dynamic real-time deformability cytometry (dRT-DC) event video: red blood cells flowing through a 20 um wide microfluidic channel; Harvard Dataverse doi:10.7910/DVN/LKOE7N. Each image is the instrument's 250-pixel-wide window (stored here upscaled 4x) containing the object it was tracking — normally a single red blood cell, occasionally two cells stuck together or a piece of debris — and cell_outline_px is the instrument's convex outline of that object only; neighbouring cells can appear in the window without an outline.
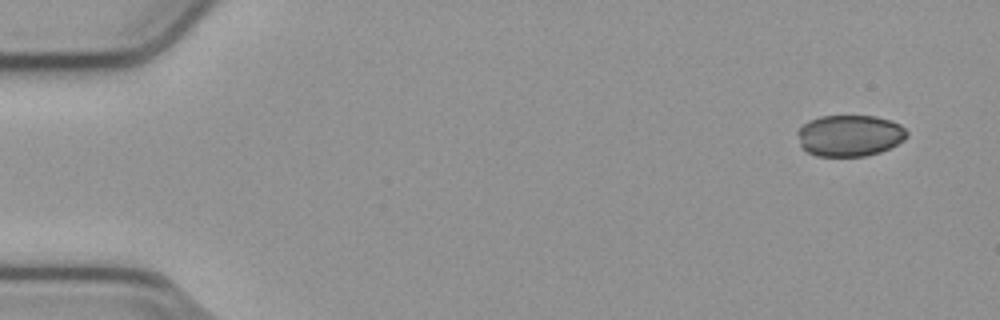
{"species": "common noctule bat (a hibernating species)", "species_latin": "Nyctalus noctula", "temperature_condition": "cold", "stored_images_in_passage": 52, "camera_frame_rate_fps": 3000, "um_per_image_px": 0.085, "animal": {"sex": "male", "body_mass_g": 23.1, "forearm_length_mm": 52.7}, "frame": {"image": 1, "passage_image": 1, "time_ms": 0.0, "image_size_px": [1000, 320], "cell_outline_px": [[908, 136], [904, 140], [880, 152], [864, 156], [816, 156], [808, 152], [800, 144], [796, 132], [808, 120], [820, 116], [876, 116], [900, 124], [908, 132]], "centroid_in_image_um": [72.21, 11.52], "position_along_channel_um": 12.8, "area_um2": 26.36}}
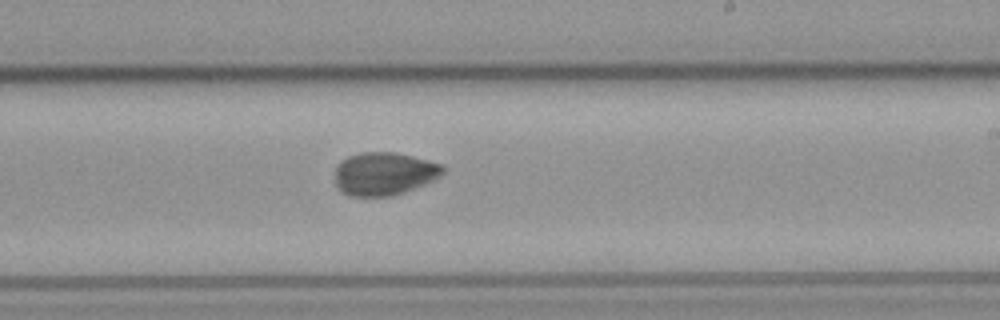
{"frame": {"image": 2, "passage_image": 30, "time_ms": 9.667, "image_size_px": [1000, 320], "cell_outline_px": [[444, 172], [440, 176], [424, 184], [404, 192], [392, 196], [352, 196], [340, 192], [336, 184], [336, 168], [340, 160], [348, 156], [364, 152], [396, 152], [444, 164]], "centroid_in_image_um": [32.65, 14.76], "position_along_channel_um": 256.4, "area_um2": 27.11}}
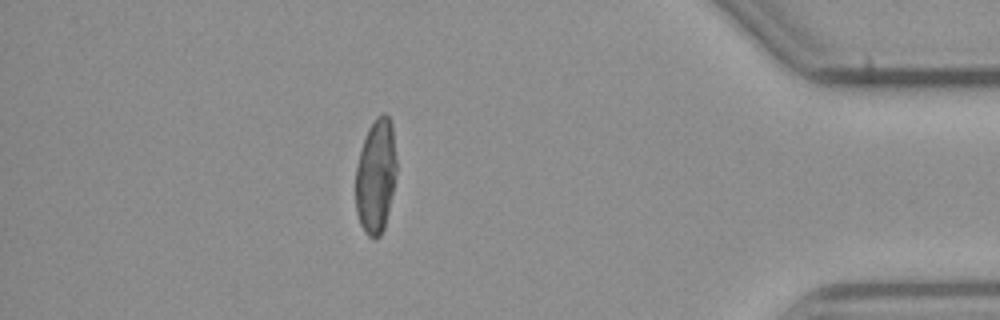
{"frame": {"image": 3, "passage_image": 45, "time_ms": 14.667, "image_size_px": [1000, 320], "cell_outline_px": [[396, 172], [388, 212], [384, 228], [380, 236], [368, 236], [364, 232], [360, 224], [356, 212], [356, 168], [360, 152], [368, 128], [376, 116], [384, 112], [388, 116], [392, 124], [396, 160]], "centroid_in_image_um": [31.94, 14.95], "position_along_channel_um": 403.3, "area_um2": 27.05}, "authors_computed_cell_mechanics": {"area_um2": 27.6862, "velocity_mm_per_s": 3.8119, "shape_relaxation_time_tau1_ms": 8.5813, "shape_relaxation_time_tau2_ms": 1.9578, "deformation_change_tau1": 0.1503, "deformation_change_tau2": 0.0478}}